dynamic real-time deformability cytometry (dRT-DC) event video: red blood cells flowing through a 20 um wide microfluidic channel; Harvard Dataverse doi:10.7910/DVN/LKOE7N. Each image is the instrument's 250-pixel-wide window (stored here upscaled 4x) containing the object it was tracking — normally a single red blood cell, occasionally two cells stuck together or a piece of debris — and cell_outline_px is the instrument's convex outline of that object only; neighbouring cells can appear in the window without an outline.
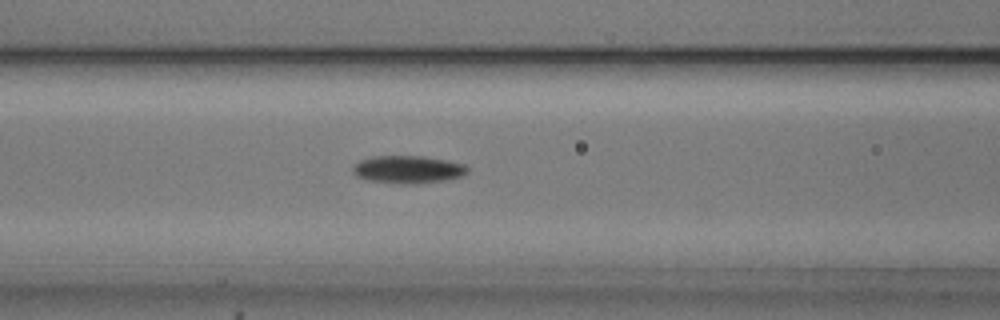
{"species": "common noctule bat (a hibernating species)", "species_latin": "Nyctalus noctula", "temperature_condition": "cold", "stored_images_in_passage": 45, "camera_frame_rate_fps": 3000, "um_per_image_px": 0.085, "animal": {"sex": "male", "body_mass_g": 20.5, "forearm_length_mm": 52.5}, "frame": {"image": 1, "passage_image": 22, "time_ms": 7.0, "image_size_px": [1000, 320], "cell_outline_px": [[468, 172], [460, 176], [444, 180], [412, 184], [404, 184], [372, 180], [356, 176], [352, 172], [352, 168], [360, 160], [372, 156], [424, 156], [464, 164], [468, 168]], "centroid_in_image_um": [34.66, 14.39], "position_along_channel_um": 131.9, "area_um2": 18.21}}
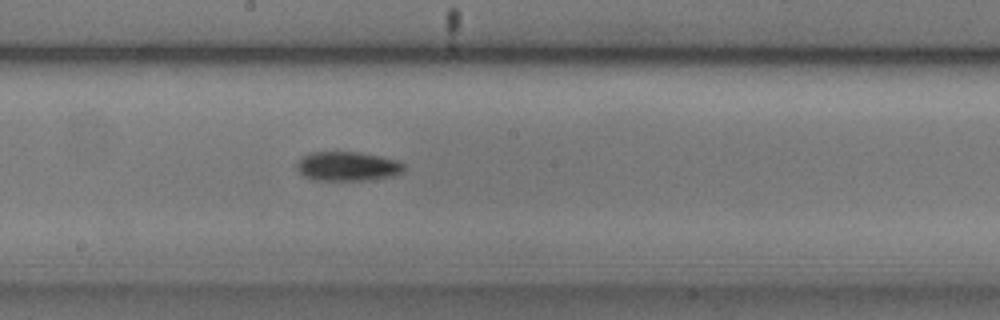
{"frame": {"image": 2, "passage_image": 29, "time_ms": 9.333, "image_size_px": [1000, 320], "cell_outline_px": [[404, 168], [400, 172], [392, 176], [368, 180], [312, 180], [304, 176], [296, 168], [296, 160], [312, 152], [360, 152], [380, 156], [396, 160], [404, 164]], "centroid_in_image_um": [29.5, 14.13], "position_along_channel_um": 218.7, "area_um2": 18.26}}
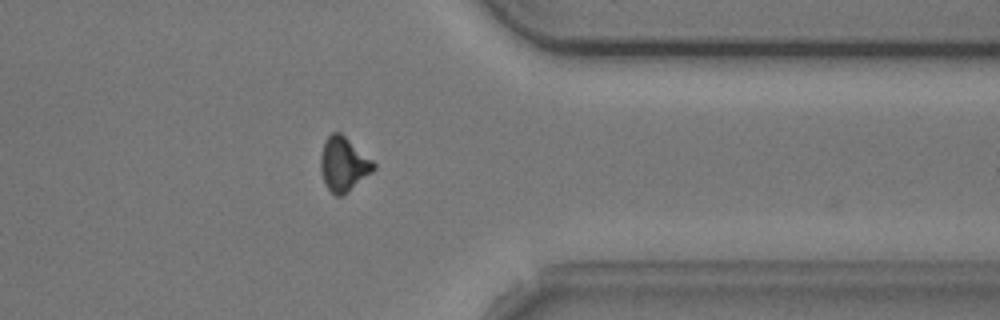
{"frame": {"image": 3, "passage_image": 43, "time_ms": 14.0, "image_size_px": [1000, 320], "cell_outline_px": [[376, 168], [372, 172], [344, 196], [336, 196], [324, 184], [320, 168], [320, 156], [324, 140], [332, 132], [340, 132], [372, 160], [376, 164]], "centroid_in_image_um": [29.18, 13.97], "position_along_channel_um": 382.2, "area_um2": 16.82}}